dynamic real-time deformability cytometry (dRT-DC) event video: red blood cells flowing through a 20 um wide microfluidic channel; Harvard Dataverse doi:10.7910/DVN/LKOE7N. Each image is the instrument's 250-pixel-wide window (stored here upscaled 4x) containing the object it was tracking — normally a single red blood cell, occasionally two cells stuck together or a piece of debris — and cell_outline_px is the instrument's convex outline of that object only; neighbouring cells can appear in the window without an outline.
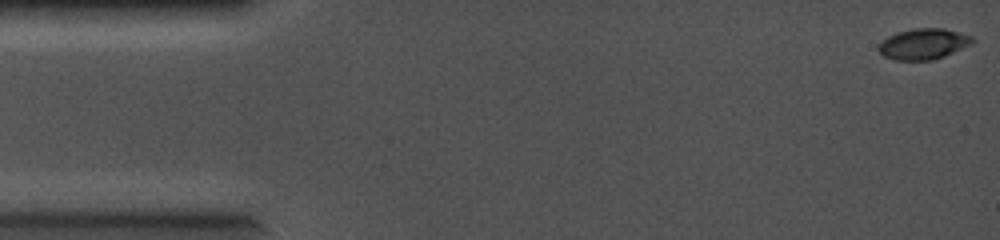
{"species": "common noctule bat (a hibernating species)", "species_latin": "Nyctalus noctula", "temperature_condition": "cold", "stored_images_in_passage": 43, "camera_frame_rate_fps": 5000, "um_per_image_px": 0.085, "animal": {"sex": "female", "body_mass_g": 19.0, "forearm_length_mm": 56.7}, "frame": {"image": 1, "passage_image": 1, "time_ms": 0.0, "image_size_px": [1000, 240], "cell_outline_px": [[976, 40], [972, 44], [944, 56], [932, 60], [896, 60], [884, 56], [880, 52], [880, 44], [888, 36], [896, 32], [916, 28], [944, 28], [960, 32], [972, 36]], "centroid_in_image_um": [78.54, 3.72], "position_along_channel_um": 6.5, "area_um2": 16.76}}
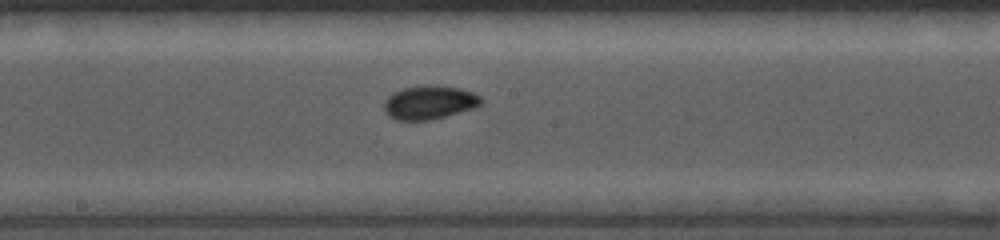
{"frame": {"image": 2, "passage_image": 23, "time_ms": 4.4, "image_size_px": [1000, 240], "cell_outline_px": [[484, 100], [480, 104], [472, 108], [432, 120], [396, 120], [388, 116], [384, 112], [384, 100], [392, 92], [404, 88], [428, 84], [436, 84], [460, 88], [472, 92], [480, 96]], "centroid_in_image_um": [36.46, 8.69], "position_along_channel_um": 211.7, "area_um2": 19.25}}
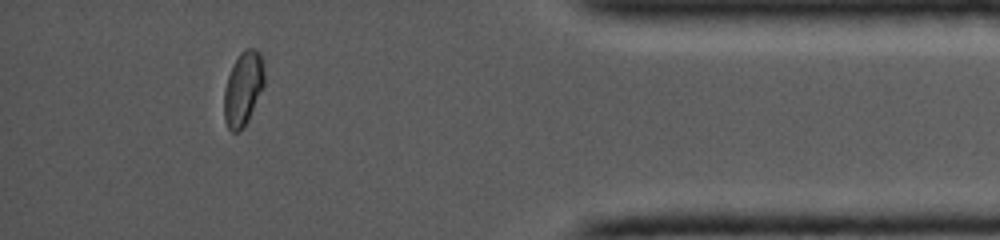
{"frame": {"image": 3, "passage_image": 39, "time_ms": 7.6, "image_size_px": [1000, 240], "cell_outline_px": [[264, 84], [248, 120], [244, 128], [240, 132], [232, 132], [228, 128], [224, 120], [224, 88], [228, 76], [240, 52], [244, 48], [256, 48], [260, 52], [264, 72]], "centroid_in_image_um": [20.66, 7.54], "position_along_channel_um": 414.5, "area_um2": 17.34}}